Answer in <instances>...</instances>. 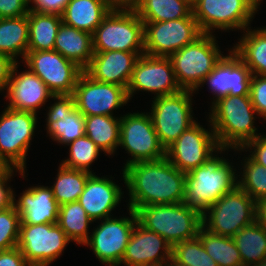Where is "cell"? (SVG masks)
I'll return each instance as SVG.
<instances>
[{
  "label": "cell",
  "instance_id": "1",
  "mask_svg": "<svg viewBox=\"0 0 266 266\" xmlns=\"http://www.w3.org/2000/svg\"><path fill=\"white\" fill-rule=\"evenodd\" d=\"M129 189L128 208L134 211L153 204L182 203L185 197V174L164 157L155 161L134 162L123 169Z\"/></svg>",
  "mask_w": 266,
  "mask_h": 266
},
{
  "label": "cell",
  "instance_id": "2",
  "mask_svg": "<svg viewBox=\"0 0 266 266\" xmlns=\"http://www.w3.org/2000/svg\"><path fill=\"white\" fill-rule=\"evenodd\" d=\"M211 127L220 148H241L259 136L254 127V114H257L250 95L221 97L212 103Z\"/></svg>",
  "mask_w": 266,
  "mask_h": 266
},
{
  "label": "cell",
  "instance_id": "3",
  "mask_svg": "<svg viewBox=\"0 0 266 266\" xmlns=\"http://www.w3.org/2000/svg\"><path fill=\"white\" fill-rule=\"evenodd\" d=\"M210 156L202 166L185 174L183 203L201 215L220 197L237 186L233 166L222 157Z\"/></svg>",
  "mask_w": 266,
  "mask_h": 266
},
{
  "label": "cell",
  "instance_id": "4",
  "mask_svg": "<svg viewBox=\"0 0 266 266\" xmlns=\"http://www.w3.org/2000/svg\"><path fill=\"white\" fill-rule=\"evenodd\" d=\"M135 214L139 225L159 234L172 247L195 238L202 227V215L183 202L142 206Z\"/></svg>",
  "mask_w": 266,
  "mask_h": 266
},
{
  "label": "cell",
  "instance_id": "5",
  "mask_svg": "<svg viewBox=\"0 0 266 266\" xmlns=\"http://www.w3.org/2000/svg\"><path fill=\"white\" fill-rule=\"evenodd\" d=\"M216 44L212 34L202 33L170 56L176 81L182 90H197L223 58Z\"/></svg>",
  "mask_w": 266,
  "mask_h": 266
},
{
  "label": "cell",
  "instance_id": "6",
  "mask_svg": "<svg viewBox=\"0 0 266 266\" xmlns=\"http://www.w3.org/2000/svg\"><path fill=\"white\" fill-rule=\"evenodd\" d=\"M93 52L144 54V23L136 11L111 10L92 34ZM140 49V50H139Z\"/></svg>",
  "mask_w": 266,
  "mask_h": 266
},
{
  "label": "cell",
  "instance_id": "7",
  "mask_svg": "<svg viewBox=\"0 0 266 266\" xmlns=\"http://www.w3.org/2000/svg\"><path fill=\"white\" fill-rule=\"evenodd\" d=\"M255 209L256 201L236 186L206 210L209 215H202V227L213 234L233 237L255 221Z\"/></svg>",
  "mask_w": 266,
  "mask_h": 266
},
{
  "label": "cell",
  "instance_id": "8",
  "mask_svg": "<svg viewBox=\"0 0 266 266\" xmlns=\"http://www.w3.org/2000/svg\"><path fill=\"white\" fill-rule=\"evenodd\" d=\"M261 0H192V14L202 33L213 28L245 30Z\"/></svg>",
  "mask_w": 266,
  "mask_h": 266
},
{
  "label": "cell",
  "instance_id": "9",
  "mask_svg": "<svg viewBox=\"0 0 266 266\" xmlns=\"http://www.w3.org/2000/svg\"><path fill=\"white\" fill-rule=\"evenodd\" d=\"M35 113L6 108L0 116V157L24 177L30 141L36 128Z\"/></svg>",
  "mask_w": 266,
  "mask_h": 266
},
{
  "label": "cell",
  "instance_id": "10",
  "mask_svg": "<svg viewBox=\"0 0 266 266\" xmlns=\"http://www.w3.org/2000/svg\"><path fill=\"white\" fill-rule=\"evenodd\" d=\"M23 59L28 69L45 83L57 99H69L73 95L83 72L75 62L55 50L27 51Z\"/></svg>",
  "mask_w": 266,
  "mask_h": 266
},
{
  "label": "cell",
  "instance_id": "11",
  "mask_svg": "<svg viewBox=\"0 0 266 266\" xmlns=\"http://www.w3.org/2000/svg\"><path fill=\"white\" fill-rule=\"evenodd\" d=\"M193 92L181 90L172 95L155 97V100L152 101L150 116L159 141L165 150L185 130L196 123L191 115V94Z\"/></svg>",
  "mask_w": 266,
  "mask_h": 266
},
{
  "label": "cell",
  "instance_id": "12",
  "mask_svg": "<svg viewBox=\"0 0 266 266\" xmlns=\"http://www.w3.org/2000/svg\"><path fill=\"white\" fill-rule=\"evenodd\" d=\"M143 23L144 53L151 56L170 57L202 34L192 13L181 19Z\"/></svg>",
  "mask_w": 266,
  "mask_h": 266
},
{
  "label": "cell",
  "instance_id": "13",
  "mask_svg": "<svg viewBox=\"0 0 266 266\" xmlns=\"http://www.w3.org/2000/svg\"><path fill=\"white\" fill-rule=\"evenodd\" d=\"M119 145L133 157L125 166L138 161H155L166 157L148 113H128L120 118Z\"/></svg>",
  "mask_w": 266,
  "mask_h": 266
},
{
  "label": "cell",
  "instance_id": "14",
  "mask_svg": "<svg viewBox=\"0 0 266 266\" xmlns=\"http://www.w3.org/2000/svg\"><path fill=\"white\" fill-rule=\"evenodd\" d=\"M69 242L58 224H20L17 247L30 266H48Z\"/></svg>",
  "mask_w": 266,
  "mask_h": 266
},
{
  "label": "cell",
  "instance_id": "15",
  "mask_svg": "<svg viewBox=\"0 0 266 266\" xmlns=\"http://www.w3.org/2000/svg\"><path fill=\"white\" fill-rule=\"evenodd\" d=\"M69 100L84 116H112L111 111L127 104L129 98L125 87L96 81L83 71Z\"/></svg>",
  "mask_w": 266,
  "mask_h": 266
},
{
  "label": "cell",
  "instance_id": "16",
  "mask_svg": "<svg viewBox=\"0 0 266 266\" xmlns=\"http://www.w3.org/2000/svg\"><path fill=\"white\" fill-rule=\"evenodd\" d=\"M216 150L221 152L226 148L219 147L212 128L207 131L196 122L166 149V158L174 167L188 173L202 166Z\"/></svg>",
  "mask_w": 266,
  "mask_h": 266
},
{
  "label": "cell",
  "instance_id": "17",
  "mask_svg": "<svg viewBox=\"0 0 266 266\" xmlns=\"http://www.w3.org/2000/svg\"><path fill=\"white\" fill-rule=\"evenodd\" d=\"M131 218H105L94 229L89 240L84 244L90 246L102 264L118 266L125 254L133 228L137 223L135 211L129 208Z\"/></svg>",
  "mask_w": 266,
  "mask_h": 266
},
{
  "label": "cell",
  "instance_id": "18",
  "mask_svg": "<svg viewBox=\"0 0 266 266\" xmlns=\"http://www.w3.org/2000/svg\"><path fill=\"white\" fill-rule=\"evenodd\" d=\"M137 90L155 92L156 97L180 92L182 89L176 81L170 57L151 56L145 53L139 56L127 87L129 100Z\"/></svg>",
  "mask_w": 266,
  "mask_h": 266
},
{
  "label": "cell",
  "instance_id": "19",
  "mask_svg": "<svg viewBox=\"0 0 266 266\" xmlns=\"http://www.w3.org/2000/svg\"><path fill=\"white\" fill-rule=\"evenodd\" d=\"M252 74L241 58L231 50L229 55L217 63L213 71L202 81V84L209 82L212 93L215 94V101L221 97L249 95L250 81Z\"/></svg>",
  "mask_w": 266,
  "mask_h": 266
},
{
  "label": "cell",
  "instance_id": "20",
  "mask_svg": "<svg viewBox=\"0 0 266 266\" xmlns=\"http://www.w3.org/2000/svg\"><path fill=\"white\" fill-rule=\"evenodd\" d=\"M171 258L172 246L159 234L136 223L121 263L127 266H164Z\"/></svg>",
  "mask_w": 266,
  "mask_h": 266
},
{
  "label": "cell",
  "instance_id": "21",
  "mask_svg": "<svg viewBox=\"0 0 266 266\" xmlns=\"http://www.w3.org/2000/svg\"><path fill=\"white\" fill-rule=\"evenodd\" d=\"M18 63L16 62L10 74L7 86L8 108L37 114L39 107L47 102L46 99L57 98L45 83L30 69L16 76Z\"/></svg>",
  "mask_w": 266,
  "mask_h": 266
},
{
  "label": "cell",
  "instance_id": "22",
  "mask_svg": "<svg viewBox=\"0 0 266 266\" xmlns=\"http://www.w3.org/2000/svg\"><path fill=\"white\" fill-rule=\"evenodd\" d=\"M138 58L135 52H94L89 65L83 71L96 81L116 84L127 89Z\"/></svg>",
  "mask_w": 266,
  "mask_h": 266
},
{
  "label": "cell",
  "instance_id": "23",
  "mask_svg": "<svg viewBox=\"0 0 266 266\" xmlns=\"http://www.w3.org/2000/svg\"><path fill=\"white\" fill-rule=\"evenodd\" d=\"M14 206L20 214V224H58L59 204L51 188L35 186L23 191Z\"/></svg>",
  "mask_w": 266,
  "mask_h": 266
},
{
  "label": "cell",
  "instance_id": "24",
  "mask_svg": "<svg viewBox=\"0 0 266 266\" xmlns=\"http://www.w3.org/2000/svg\"><path fill=\"white\" fill-rule=\"evenodd\" d=\"M121 189L112 180L91 174L80 194L79 203L93 220L110 217V212L121 201Z\"/></svg>",
  "mask_w": 266,
  "mask_h": 266
},
{
  "label": "cell",
  "instance_id": "25",
  "mask_svg": "<svg viewBox=\"0 0 266 266\" xmlns=\"http://www.w3.org/2000/svg\"><path fill=\"white\" fill-rule=\"evenodd\" d=\"M49 109L46 128L53 140L67 145L85 135V116L69 99H57Z\"/></svg>",
  "mask_w": 266,
  "mask_h": 266
},
{
  "label": "cell",
  "instance_id": "26",
  "mask_svg": "<svg viewBox=\"0 0 266 266\" xmlns=\"http://www.w3.org/2000/svg\"><path fill=\"white\" fill-rule=\"evenodd\" d=\"M53 50L75 62L84 70L94 54L92 34L62 22L55 38Z\"/></svg>",
  "mask_w": 266,
  "mask_h": 266
},
{
  "label": "cell",
  "instance_id": "27",
  "mask_svg": "<svg viewBox=\"0 0 266 266\" xmlns=\"http://www.w3.org/2000/svg\"><path fill=\"white\" fill-rule=\"evenodd\" d=\"M110 11L104 0H70L61 16L64 24L93 34Z\"/></svg>",
  "mask_w": 266,
  "mask_h": 266
},
{
  "label": "cell",
  "instance_id": "28",
  "mask_svg": "<svg viewBox=\"0 0 266 266\" xmlns=\"http://www.w3.org/2000/svg\"><path fill=\"white\" fill-rule=\"evenodd\" d=\"M61 23L62 16L29 10L27 51H52Z\"/></svg>",
  "mask_w": 266,
  "mask_h": 266
},
{
  "label": "cell",
  "instance_id": "29",
  "mask_svg": "<svg viewBox=\"0 0 266 266\" xmlns=\"http://www.w3.org/2000/svg\"><path fill=\"white\" fill-rule=\"evenodd\" d=\"M28 43V15L0 18V54L18 62L15 57L20 54L24 58L26 57Z\"/></svg>",
  "mask_w": 266,
  "mask_h": 266
},
{
  "label": "cell",
  "instance_id": "30",
  "mask_svg": "<svg viewBox=\"0 0 266 266\" xmlns=\"http://www.w3.org/2000/svg\"><path fill=\"white\" fill-rule=\"evenodd\" d=\"M233 48L252 75L266 76V28L253 31L247 28L245 36Z\"/></svg>",
  "mask_w": 266,
  "mask_h": 266
},
{
  "label": "cell",
  "instance_id": "31",
  "mask_svg": "<svg viewBox=\"0 0 266 266\" xmlns=\"http://www.w3.org/2000/svg\"><path fill=\"white\" fill-rule=\"evenodd\" d=\"M243 266H252L266 258V229L256 221L242 228L233 237Z\"/></svg>",
  "mask_w": 266,
  "mask_h": 266
},
{
  "label": "cell",
  "instance_id": "32",
  "mask_svg": "<svg viewBox=\"0 0 266 266\" xmlns=\"http://www.w3.org/2000/svg\"><path fill=\"white\" fill-rule=\"evenodd\" d=\"M120 118L106 115L85 116V135L102 151L114 154L119 146Z\"/></svg>",
  "mask_w": 266,
  "mask_h": 266
},
{
  "label": "cell",
  "instance_id": "33",
  "mask_svg": "<svg viewBox=\"0 0 266 266\" xmlns=\"http://www.w3.org/2000/svg\"><path fill=\"white\" fill-rule=\"evenodd\" d=\"M135 11L143 22L181 19L192 13V0H141Z\"/></svg>",
  "mask_w": 266,
  "mask_h": 266
},
{
  "label": "cell",
  "instance_id": "34",
  "mask_svg": "<svg viewBox=\"0 0 266 266\" xmlns=\"http://www.w3.org/2000/svg\"><path fill=\"white\" fill-rule=\"evenodd\" d=\"M92 222L79 201L59 206L58 225L70 241L84 245L90 238L88 226Z\"/></svg>",
  "mask_w": 266,
  "mask_h": 266
},
{
  "label": "cell",
  "instance_id": "35",
  "mask_svg": "<svg viewBox=\"0 0 266 266\" xmlns=\"http://www.w3.org/2000/svg\"><path fill=\"white\" fill-rule=\"evenodd\" d=\"M198 237L218 266H243L240 252L232 237L213 234L204 227L200 228Z\"/></svg>",
  "mask_w": 266,
  "mask_h": 266
},
{
  "label": "cell",
  "instance_id": "36",
  "mask_svg": "<svg viewBox=\"0 0 266 266\" xmlns=\"http://www.w3.org/2000/svg\"><path fill=\"white\" fill-rule=\"evenodd\" d=\"M91 174L83 170L67 168L60 164L56 182L51 187L58 204L61 206L78 201Z\"/></svg>",
  "mask_w": 266,
  "mask_h": 266
},
{
  "label": "cell",
  "instance_id": "37",
  "mask_svg": "<svg viewBox=\"0 0 266 266\" xmlns=\"http://www.w3.org/2000/svg\"><path fill=\"white\" fill-rule=\"evenodd\" d=\"M172 258L185 266H218L208 255L198 236L176 243L172 247Z\"/></svg>",
  "mask_w": 266,
  "mask_h": 266
},
{
  "label": "cell",
  "instance_id": "38",
  "mask_svg": "<svg viewBox=\"0 0 266 266\" xmlns=\"http://www.w3.org/2000/svg\"><path fill=\"white\" fill-rule=\"evenodd\" d=\"M67 145H70V158L65 161L63 160L61 165L67 168L92 173V171L89 170V166L97 159L99 152L102 150L86 135H83Z\"/></svg>",
  "mask_w": 266,
  "mask_h": 266
},
{
  "label": "cell",
  "instance_id": "39",
  "mask_svg": "<svg viewBox=\"0 0 266 266\" xmlns=\"http://www.w3.org/2000/svg\"><path fill=\"white\" fill-rule=\"evenodd\" d=\"M247 158L242 180L237 181V186L257 201L266 197V167L254 162L250 157Z\"/></svg>",
  "mask_w": 266,
  "mask_h": 266
},
{
  "label": "cell",
  "instance_id": "40",
  "mask_svg": "<svg viewBox=\"0 0 266 266\" xmlns=\"http://www.w3.org/2000/svg\"><path fill=\"white\" fill-rule=\"evenodd\" d=\"M20 231V214L14 204L0 210V251L17 247Z\"/></svg>",
  "mask_w": 266,
  "mask_h": 266
},
{
  "label": "cell",
  "instance_id": "41",
  "mask_svg": "<svg viewBox=\"0 0 266 266\" xmlns=\"http://www.w3.org/2000/svg\"><path fill=\"white\" fill-rule=\"evenodd\" d=\"M249 95L257 115L266 120V76L252 75Z\"/></svg>",
  "mask_w": 266,
  "mask_h": 266
},
{
  "label": "cell",
  "instance_id": "42",
  "mask_svg": "<svg viewBox=\"0 0 266 266\" xmlns=\"http://www.w3.org/2000/svg\"><path fill=\"white\" fill-rule=\"evenodd\" d=\"M28 0H0V18L28 15Z\"/></svg>",
  "mask_w": 266,
  "mask_h": 266
},
{
  "label": "cell",
  "instance_id": "43",
  "mask_svg": "<svg viewBox=\"0 0 266 266\" xmlns=\"http://www.w3.org/2000/svg\"><path fill=\"white\" fill-rule=\"evenodd\" d=\"M31 1L34 3V6L32 8L28 6L29 10L61 16L70 0H28V4Z\"/></svg>",
  "mask_w": 266,
  "mask_h": 266
},
{
  "label": "cell",
  "instance_id": "44",
  "mask_svg": "<svg viewBox=\"0 0 266 266\" xmlns=\"http://www.w3.org/2000/svg\"><path fill=\"white\" fill-rule=\"evenodd\" d=\"M254 148V151L249 157L259 165L266 167V135L258 136L247 142L241 149Z\"/></svg>",
  "mask_w": 266,
  "mask_h": 266
},
{
  "label": "cell",
  "instance_id": "45",
  "mask_svg": "<svg viewBox=\"0 0 266 266\" xmlns=\"http://www.w3.org/2000/svg\"><path fill=\"white\" fill-rule=\"evenodd\" d=\"M12 175L13 168L0 174V210L8 208L14 203L13 190L6 186L8 179H10Z\"/></svg>",
  "mask_w": 266,
  "mask_h": 266
},
{
  "label": "cell",
  "instance_id": "46",
  "mask_svg": "<svg viewBox=\"0 0 266 266\" xmlns=\"http://www.w3.org/2000/svg\"><path fill=\"white\" fill-rule=\"evenodd\" d=\"M0 266H30L18 247L0 251Z\"/></svg>",
  "mask_w": 266,
  "mask_h": 266
},
{
  "label": "cell",
  "instance_id": "47",
  "mask_svg": "<svg viewBox=\"0 0 266 266\" xmlns=\"http://www.w3.org/2000/svg\"><path fill=\"white\" fill-rule=\"evenodd\" d=\"M15 63L10 57L0 54V91L7 88Z\"/></svg>",
  "mask_w": 266,
  "mask_h": 266
},
{
  "label": "cell",
  "instance_id": "48",
  "mask_svg": "<svg viewBox=\"0 0 266 266\" xmlns=\"http://www.w3.org/2000/svg\"><path fill=\"white\" fill-rule=\"evenodd\" d=\"M110 10L135 11L141 0H104Z\"/></svg>",
  "mask_w": 266,
  "mask_h": 266
},
{
  "label": "cell",
  "instance_id": "49",
  "mask_svg": "<svg viewBox=\"0 0 266 266\" xmlns=\"http://www.w3.org/2000/svg\"><path fill=\"white\" fill-rule=\"evenodd\" d=\"M255 221L266 229V197L256 201Z\"/></svg>",
  "mask_w": 266,
  "mask_h": 266
},
{
  "label": "cell",
  "instance_id": "50",
  "mask_svg": "<svg viewBox=\"0 0 266 266\" xmlns=\"http://www.w3.org/2000/svg\"><path fill=\"white\" fill-rule=\"evenodd\" d=\"M10 169V167L0 157V174Z\"/></svg>",
  "mask_w": 266,
  "mask_h": 266
},
{
  "label": "cell",
  "instance_id": "51",
  "mask_svg": "<svg viewBox=\"0 0 266 266\" xmlns=\"http://www.w3.org/2000/svg\"><path fill=\"white\" fill-rule=\"evenodd\" d=\"M164 265L165 266H185V265H182V264L177 263L173 258H171L169 260V262L167 261Z\"/></svg>",
  "mask_w": 266,
  "mask_h": 266
},
{
  "label": "cell",
  "instance_id": "52",
  "mask_svg": "<svg viewBox=\"0 0 266 266\" xmlns=\"http://www.w3.org/2000/svg\"><path fill=\"white\" fill-rule=\"evenodd\" d=\"M252 266H266V258L262 262H260L258 264H254Z\"/></svg>",
  "mask_w": 266,
  "mask_h": 266
}]
</instances>
